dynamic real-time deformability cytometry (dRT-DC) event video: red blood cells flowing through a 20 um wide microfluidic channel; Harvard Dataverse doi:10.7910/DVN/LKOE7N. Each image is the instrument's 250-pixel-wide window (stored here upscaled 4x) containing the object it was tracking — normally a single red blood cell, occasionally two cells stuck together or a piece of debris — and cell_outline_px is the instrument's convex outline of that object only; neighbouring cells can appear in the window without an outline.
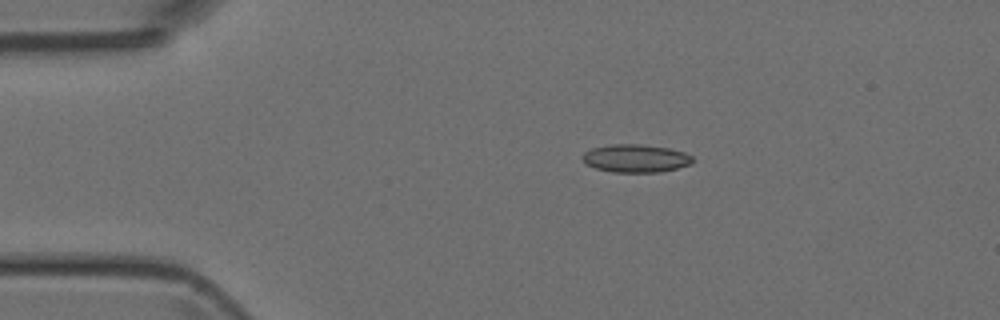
{"species": "Egyptian fruit bat (a non-hibernating species)", "species_latin": "Rousettus aegyptiacus", "temperature_condition": "room temperature", "stored_images_in_passage": 4, "camera_frame_rate_fps": 3000, "um_per_image_px": 0.085, "animal": {"sex": "female"}, "frame": {"image": 1, "passage_image": 2, "time_ms": 1.0, "image_size_px": [1000, 320], "cell_outline_px": [[692, 164], [660, 172], [612, 172], [596, 168], [584, 164], [580, 156], [584, 152], [592, 148], [612, 144], [644, 144], [668, 148], [684, 152], [692, 156]], "centroid_in_image_um": [53.99, 13.46], "position_along_channel_um": 31.0, "area_um2": 18.09}}
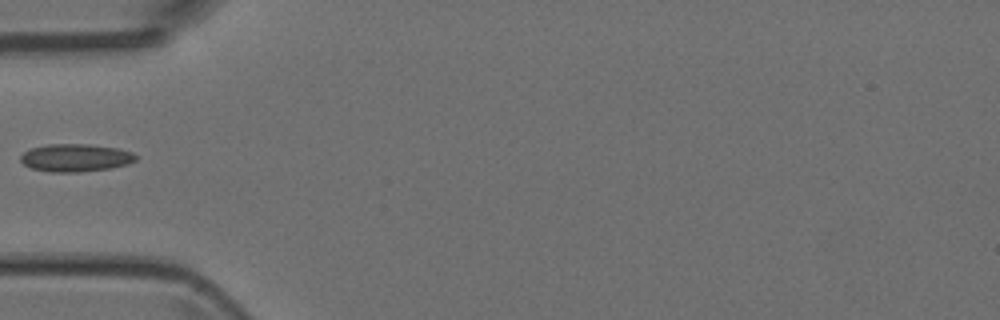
{"frame": {"image": 2, "passage_image": 4, "time_ms": 3.333, "image_size_px": [1000, 320], "cell_outline_px": [[136, 160], [128, 164], [108, 168], [80, 172], [52, 172], [32, 168], [24, 164], [20, 160], [20, 156], [28, 148], [48, 144], [88, 144], [116, 148], [132, 152], [136, 156]], "centroid_in_image_um": [6.39, 13.4], "position_along_channel_um": 78.6, "area_um2": 18.55}}